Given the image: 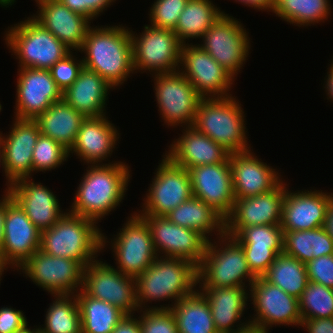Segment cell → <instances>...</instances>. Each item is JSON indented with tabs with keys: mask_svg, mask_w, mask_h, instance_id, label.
<instances>
[{
	"mask_svg": "<svg viewBox=\"0 0 333 333\" xmlns=\"http://www.w3.org/2000/svg\"><path fill=\"white\" fill-rule=\"evenodd\" d=\"M125 162L88 165L81 177L69 213L98 223L116 209L128 190L131 170ZM130 173V174H129Z\"/></svg>",
	"mask_w": 333,
	"mask_h": 333,
	"instance_id": "obj_1",
	"label": "cell"
},
{
	"mask_svg": "<svg viewBox=\"0 0 333 333\" xmlns=\"http://www.w3.org/2000/svg\"><path fill=\"white\" fill-rule=\"evenodd\" d=\"M79 52L85 54L83 66L114 88L123 85L134 72L130 28L122 24L90 27Z\"/></svg>",
	"mask_w": 333,
	"mask_h": 333,
	"instance_id": "obj_2",
	"label": "cell"
},
{
	"mask_svg": "<svg viewBox=\"0 0 333 333\" xmlns=\"http://www.w3.org/2000/svg\"><path fill=\"white\" fill-rule=\"evenodd\" d=\"M197 285L198 266L194 263L182 258L157 256L152 265L136 278L138 309L139 311L143 309H170L180 299L193 294L198 288ZM165 299L174 300L173 304H168L166 307L164 305H160V307L147 305L149 301L152 303L153 300L160 302V300L164 301Z\"/></svg>",
	"mask_w": 333,
	"mask_h": 333,
	"instance_id": "obj_3",
	"label": "cell"
},
{
	"mask_svg": "<svg viewBox=\"0 0 333 333\" xmlns=\"http://www.w3.org/2000/svg\"><path fill=\"white\" fill-rule=\"evenodd\" d=\"M96 224L66 211L51 228L41 232L40 250L54 257L70 258L85 268L110 243Z\"/></svg>",
	"mask_w": 333,
	"mask_h": 333,
	"instance_id": "obj_4",
	"label": "cell"
},
{
	"mask_svg": "<svg viewBox=\"0 0 333 333\" xmlns=\"http://www.w3.org/2000/svg\"><path fill=\"white\" fill-rule=\"evenodd\" d=\"M244 115L241 103L233 96L203 98L192 126L229 153L248 151L251 148L247 143Z\"/></svg>",
	"mask_w": 333,
	"mask_h": 333,
	"instance_id": "obj_5",
	"label": "cell"
},
{
	"mask_svg": "<svg viewBox=\"0 0 333 333\" xmlns=\"http://www.w3.org/2000/svg\"><path fill=\"white\" fill-rule=\"evenodd\" d=\"M216 239L219 241L214 240L212 243L210 238L202 262L198 266V287L247 288L246 281L250 287L257 277L248 266L242 245L234 237L227 234Z\"/></svg>",
	"mask_w": 333,
	"mask_h": 333,
	"instance_id": "obj_6",
	"label": "cell"
},
{
	"mask_svg": "<svg viewBox=\"0 0 333 333\" xmlns=\"http://www.w3.org/2000/svg\"><path fill=\"white\" fill-rule=\"evenodd\" d=\"M8 28L4 40L19 60V68L49 70L71 52L32 15Z\"/></svg>",
	"mask_w": 333,
	"mask_h": 333,
	"instance_id": "obj_7",
	"label": "cell"
},
{
	"mask_svg": "<svg viewBox=\"0 0 333 333\" xmlns=\"http://www.w3.org/2000/svg\"><path fill=\"white\" fill-rule=\"evenodd\" d=\"M130 35L134 73L146 70L154 75L179 71L183 44L173 30L149 24L140 36L132 30Z\"/></svg>",
	"mask_w": 333,
	"mask_h": 333,
	"instance_id": "obj_8",
	"label": "cell"
},
{
	"mask_svg": "<svg viewBox=\"0 0 333 333\" xmlns=\"http://www.w3.org/2000/svg\"><path fill=\"white\" fill-rule=\"evenodd\" d=\"M203 38V39H202ZM198 46L206 51L234 78L244 66L249 50L250 37L242 23L229 14H222L201 37Z\"/></svg>",
	"mask_w": 333,
	"mask_h": 333,
	"instance_id": "obj_9",
	"label": "cell"
},
{
	"mask_svg": "<svg viewBox=\"0 0 333 333\" xmlns=\"http://www.w3.org/2000/svg\"><path fill=\"white\" fill-rule=\"evenodd\" d=\"M157 106L168 127L192 126L203 97L179 71L154 74Z\"/></svg>",
	"mask_w": 333,
	"mask_h": 333,
	"instance_id": "obj_10",
	"label": "cell"
},
{
	"mask_svg": "<svg viewBox=\"0 0 333 333\" xmlns=\"http://www.w3.org/2000/svg\"><path fill=\"white\" fill-rule=\"evenodd\" d=\"M111 239L117 268L122 274L137 278L157 258L146 221L136 212Z\"/></svg>",
	"mask_w": 333,
	"mask_h": 333,
	"instance_id": "obj_11",
	"label": "cell"
},
{
	"mask_svg": "<svg viewBox=\"0 0 333 333\" xmlns=\"http://www.w3.org/2000/svg\"><path fill=\"white\" fill-rule=\"evenodd\" d=\"M52 295H73L82 289L84 267L70 259L36 251L18 269ZM81 287V288H80Z\"/></svg>",
	"mask_w": 333,
	"mask_h": 333,
	"instance_id": "obj_12",
	"label": "cell"
},
{
	"mask_svg": "<svg viewBox=\"0 0 333 333\" xmlns=\"http://www.w3.org/2000/svg\"><path fill=\"white\" fill-rule=\"evenodd\" d=\"M82 290L89 296L108 302L126 315L139 313L136 301V278L122 274L101 260L84 268Z\"/></svg>",
	"mask_w": 333,
	"mask_h": 333,
	"instance_id": "obj_13",
	"label": "cell"
},
{
	"mask_svg": "<svg viewBox=\"0 0 333 333\" xmlns=\"http://www.w3.org/2000/svg\"><path fill=\"white\" fill-rule=\"evenodd\" d=\"M156 168L139 215L166 216L193 196L189 171L175 165L166 155Z\"/></svg>",
	"mask_w": 333,
	"mask_h": 333,
	"instance_id": "obj_14",
	"label": "cell"
},
{
	"mask_svg": "<svg viewBox=\"0 0 333 333\" xmlns=\"http://www.w3.org/2000/svg\"><path fill=\"white\" fill-rule=\"evenodd\" d=\"M251 288V289H250ZM249 299L254 305V315L249 319L250 325L264 329L266 332L274 325H301L298 298L287 294L281 288L257 277L248 288Z\"/></svg>",
	"mask_w": 333,
	"mask_h": 333,
	"instance_id": "obj_15",
	"label": "cell"
},
{
	"mask_svg": "<svg viewBox=\"0 0 333 333\" xmlns=\"http://www.w3.org/2000/svg\"><path fill=\"white\" fill-rule=\"evenodd\" d=\"M181 72L203 98H227L234 78L197 44H184L181 50Z\"/></svg>",
	"mask_w": 333,
	"mask_h": 333,
	"instance_id": "obj_16",
	"label": "cell"
},
{
	"mask_svg": "<svg viewBox=\"0 0 333 333\" xmlns=\"http://www.w3.org/2000/svg\"><path fill=\"white\" fill-rule=\"evenodd\" d=\"M140 216L148 224L157 256L164 254L163 257L182 258L196 266L201 264L209 241L204 235L176 225L166 216Z\"/></svg>",
	"mask_w": 333,
	"mask_h": 333,
	"instance_id": "obj_17",
	"label": "cell"
},
{
	"mask_svg": "<svg viewBox=\"0 0 333 333\" xmlns=\"http://www.w3.org/2000/svg\"><path fill=\"white\" fill-rule=\"evenodd\" d=\"M41 231L21 206L5 192L4 240L1 253L16 270L40 249Z\"/></svg>",
	"mask_w": 333,
	"mask_h": 333,
	"instance_id": "obj_18",
	"label": "cell"
},
{
	"mask_svg": "<svg viewBox=\"0 0 333 333\" xmlns=\"http://www.w3.org/2000/svg\"><path fill=\"white\" fill-rule=\"evenodd\" d=\"M286 185L282 180L269 192L235 199L225 218V234L236 236L243 228L254 225H280Z\"/></svg>",
	"mask_w": 333,
	"mask_h": 333,
	"instance_id": "obj_19",
	"label": "cell"
},
{
	"mask_svg": "<svg viewBox=\"0 0 333 333\" xmlns=\"http://www.w3.org/2000/svg\"><path fill=\"white\" fill-rule=\"evenodd\" d=\"M16 86L15 118L35 120L53 103L62 99V91L50 70L20 68Z\"/></svg>",
	"mask_w": 333,
	"mask_h": 333,
	"instance_id": "obj_20",
	"label": "cell"
},
{
	"mask_svg": "<svg viewBox=\"0 0 333 333\" xmlns=\"http://www.w3.org/2000/svg\"><path fill=\"white\" fill-rule=\"evenodd\" d=\"M13 121L8 135L7 133L2 135L0 132L4 150L6 183L8 182L5 192L14 182L32 175V153L40 135L35 120L15 118Z\"/></svg>",
	"mask_w": 333,
	"mask_h": 333,
	"instance_id": "obj_21",
	"label": "cell"
},
{
	"mask_svg": "<svg viewBox=\"0 0 333 333\" xmlns=\"http://www.w3.org/2000/svg\"><path fill=\"white\" fill-rule=\"evenodd\" d=\"M333 193L312 189L305 191L285 190L281 229L283 231L313 230L322 227Z\"/></svg>",
	"mask_w": 333,
	"mask_h": 333,
	"instance_id": "obj_22",
	"label": "cell"
},
{
	"mask_svg": "<svg viewBox=\"0 0 333 333\" xmlns=\"http://www.w3.org/2000/svg\"><path fill=\"white\" fill-rule=\"evenodd\" d=\"M260 160L251 149L229 154L235 199L269 192L282 181L276 169Z\"/></svg>",
	"mask_w": 333,
	"mask_h": 333,
	"instance_id": "obj_23",
	"label": "cell"
},
{
	"mask_svg": "<svg viewBox=\"0 0 333 333\" xmlns=\"http://www.w3.org/2000/svg\"><path fill=\"white\" fill-rule=\"evenodd\" d=\"M192 193L226 218L235 201L230 163L192 167Z\"/></svg>",
	"mask_w": 333,
	"mask_h": 333,
	"instance_id": "obj_24",
	"label": "cell"
},
{
	"mask_svg": "<svg viewBox=\"0 0 333 333\" xmlns=\"http://www.w3.org/2000/svg\"><path fill=\"white\" fill-rule=\"evenodd\" d=\"M35 1L39 10L32 17L72 52L79 51L91 27V20L71 11L59 0Z\"/></svg>",
	"mask_w": 333,
	"mask_h": 333,
	"instance_id": "obj_25",
	"label": "cell"
},
{
	"mask_svg": "<svg viewBox=\"0 0 333 333\" xmlns=\"http://www.w3.org/2000/svg\"><path fill=\"white\" fill-rule=\"evenodd\" d=\"M7 193L41 232L51 228L66 214L56 195L43 184L35 183L31 177L14 182Z\"/></svg>",
	"mask_w": 333,
	"mask_h": 333,
	"instance_id": "obj_26",
	"label": "cell"
},
{
	"mask_svg": "<svg viewBox=\"0 0 333 333\" xmlns=\"http://www.w3.org/2000/svg\"><path fill=\"white\" fill-rule=\"evenodd\" d=\"M182 129L183 134L174 139L164 154L175 165L189 170L202 165L230 163V153L207 135L197 131L193 126Z\"/></svg>",
	"mask_w": 333,
	"mask_h": 333,
	"instance_id": "obj_27",
	"label": "cell"
},
{
	"mask_svg": "<svg viewBox=\"0 0 333 333\" xmlns=\"http://www.w3.org/2000/svg\"><path fill=\"white\" fill-rule=\"evenodd\" d=\"M118 139V130L106 115L87 117L81 123L69 156L74 153L87 165L105 164L103 161L111 157Z\"/></svg>",
	"mask_w": 333,
	"mask_h": 333,
	"instance_id": "obj_28",
	"label": "cell"
},
{
	"mask_svg": "<svg viewBox=\"0 0 333 333\" xmlns=\"http://www.w3.org/2000/svg\"><path fill=\"white\" fill-rule=\"evenodd\" d=\"M208 300L212 313L214 326L218 333H235L250 325V322L241 323L249 298L246 287H221L198 289ZM240 321V322H239ZM236 325V329L234 324Z\"/></svg>",
	"mask_w": 333,
	"mask_h": 333,
	"instance_id": "obj_29",
	"label": "cell"
},
{
	"mask_svg": "<svg viewBox=\"0 0 333 333\" xmlns=\"http://www.w3.org/2000/svg\"><path fill=\"white\" fill-rule=\"evenodd\" d=\"M110 89L115 88L93 70L83 67L75 82L62 93V98L85 118L100 117L106 115Z\"/></svg>",
	"mask_w": 333,
	"mask_h": 333,
	"instance_id": "obj_30",
	"label": "cell"
},
{
	"mask_svg": "<svg viewBox=\"0 0 333 333\" xmlns=\"http://www.w3.org/2000/svg\"><path fill=\"white\" fill-rule=\"evenodd\" d=\"M85 117L70 106L63 98L53 103L39 115L35 122L40 133L54 139L70 150Z\"/></svg>",
	"mask_w": 333,
	"mask_h": 333,
	"instance_id": "obj_31",
	"label": "cell"
},
{
	"mask_svg": "<svg viewBox=\"0 0 333 333\" xmlns=\"http://www.w3.org/2000/svg\"><path fill=\"white\" fill-rule=\"evenodd\" d=\"M166 217L176 225L200 232L208 240L216 231V236L225 234V218L203 200L192 196L181 203ZM208 234V235H207Z\"/></svg>",
	"mask_w": 333,
	"mask_h": 333,
	"instance_id": "obj_32",
	"label": "cell"
},
{
	"mask_svg": "<svg viewBox=\"0 0 333 333\" xmlns=\"http://www.w3.org/2000/svg\"><path fill=\"white\" fill-rule=\"evenodd\" d=\"M178 333H218L206 297L196 290L170 308Z\"/></svg>",
	"mask_w": 333,
	"mask_h": 333,
	"instance_id": "obj_33",
	"label": "cell"
},
{
	"mask_svg": "<svg viewBox=\"0 0 333 333\" xmlns=\"http://www.w3.org/2000/svg\"><path fill=\"white\" fill-rule=\"evenodd\" d=\"M283 233V252L304 264L320 256L333 254V239L323 226L313 230Z\"/></svg>",
	"mask_w": 333,
	"mask_h": 333,
	"instance_id": "obj_34",
	"label": "cell"
},
{
	"mask_svg": "<svg viewBox=\"0 0 333 333\" xmlns=\"http://www.w3.org/2000/svg\"><path fill=\"white\" fill-rule=\"evenodd\" d=\"M81 313V333H112L125 313L114 305L87 295L76 294Z\"/></svg>",
	"mask_w": 333,
	"mask_h": 333,
	"instance_id": "obj_35",
	"label": "cell"
},
{
	"mask_svg": "<svg viewBox=\"0 0 333 333\" xmlns=\"http://www.w3.org/2000/svg\"><path fill=\"white\" fill-rule=\"evenodd\" d=\"M222 14L212 0H188L174 32L183 45L190 38L200 39Z\"/></svg>",
	"mask_w": 333,
	"mask_h": 333,
	"instance_id": "obj_36",
	"label": "cell"
},
{
	"mask_svg": "<svg viewBox=\"0 0 333 333\" xmlns=\"http://www.w3.org/2000/svg\"><path fill=\"white\" fill-rule=\"evenodd\" d=\"M262 277L296 298L309 283L305 264L284 252L277 255Z\"/></svg>",
	"mask_w": 333,
	"mask_h": 333,
	"instance_id": "obj_37",
	"label": "cell"
},
{
	"mask_svg": "<svg viewBox=\"0 0 333 333\" xmlns=\"http://www.w3.org/2000/svg\"><path fill=\"white\" fill-rule=\"evenodd\" d=\"M330 6L329 0H275L271 11L292 25L304 27L327 20Z\"/></svg>",
	"mask_w": 333,
	"mask_h": 333,
	"instance_id": "obj_38",
	"label": "cell"
},
{
	"mask_svg": "<svg viewBox=\"0 0 333 333\" xmlns=\"http://www.w3.org/2000/svg\"><path fill=\"white\" fill-rule=\"evenodd\" d=\"M53 303L47 309L41 333H81V313L78 300L73 295H53Z\"/></svg>",
	"mask_w": 333,
	"mask_h": 333,
	"instance_id": "obj_39",
	"label": "cell"
},
{
	"mask_svg": "<svg viewBox=\"0 0 333 333\" xmlns=\"http://www.w3.org/2000/svg\"><path fill=\"white\" fill-rule=\"evenodd\" d=\"M302 319L333 317V289L310 282L298 298Z\"/></svg>",
	"mask_w": 333,
	"mask_h": 333,
	"instance_id": "obj_40",
	"label": "cell"
},
{
	"mask_svg": "<svg viewBox=\"0 0 333 333\" xmlns=\"http://www.w3.org/2000/svg\"><path fill=\"white\" fill-rule=\"evenodd\" d=\"M232 237L242 245V249H283L284 233L280 225L248 226Z\"/></svg>",
	"mask_w": 333,
	"mask_h": 333,
	"instance_id": "obj_41",
	"label": "cell"
},
{
	"mask_svg": "<svg viewBox=\"0 0 333 333\" xmlns=\"http://www.w3.org/2000/svg\"><path fill=\"white\" fill-rule=\"evenodd\" d=\"M68 157L69 150L40 133L32 153L33 173L51 171L64 164Z\"/></svg>",
	"mask_w": 333,
	"mask_h": 333,
	"instance_id": "obj_42",
	"label": "cell"
},
{
	"mask_svg": "<svg viewBox=\"0 0 333 333\" xmlns=\"http://www.w3.org/2000/svg\"><path fill=\"white\" fill-rule=\"evenodd\" d=\"M188 0H155L150 8V25L175 30L176 24Z\"/></svg>",
	"mask_w": 333,
	"mask_h": 333,
	"instance_id": "obj_43",
	"label": "cell"
},
{
	"mask_svg": "<svg viewBox=\"0 0 333 333\" xmlns=\"http://www.w3.org/2000/svg\"><path fill=\"white\" fill-rule=\"evenodd\" d=\"M144 310V311H143ZM140 310L141 333H178L174 314L170 309Z\"/></svg>",
	"mask_w": 333,
	"mask_h": 333,
	"instance_id": "obj_44",
	"label": "cell"
},
{
	"mask_svg": "<svg viewBox=\"0 0 333 333\" xmlns=\"http://www.w3.org/2000/svg\"><path fill=\"white\" fill-rule=\"evenodd\" d=\"M72 51L62 60H59L49 70L53 80L62 93L78 78L80 70L84 67L83 60L75 58Z\"/></svg>",
	"mask_w": 333,
	"mask_h": 333,
	"instance_id": "obj_45",
	"label": "cell"
},
{
	"mask_svg": "<svg viewBox=\"0 0 333 333\" xmlns=\"http://www.w3.org/2000/svg\"><path fill=\"white\" fill-rule=\"evenodd\" d=\"M305 267L310 282L333 289V254L315 258Z\"/></svg>",
	"mask_w": 333,
	"mask_h": 333,
	"instance_id": "obj_46",
	"label": "cell"
},
{
	"mask_svg": "<svg viewBox=\"0 0 333 333\" xmlns=\"http://www.w3.org/2000/svg\"><path fill=\"white\" fill-rule=\"evenodd\" d=\"M243 251L248 266L256 277H262L277 255L283 253V249H243Z\"/></svg>",
	"mask_w": 333,
	"mask_h": 333,
	"instance_id": "obj_47",
	"label": "cell"
},
{
	"mask_svg": "<svg viewBox=\"0 0 333 333\" xmlns=\"http://www.w3.org/2000/svg\"><path fill=\"white\" fill-rule=\"evenodd\" d=\"M71 11L86 16L91 21L107 10L116 0H59Z\"/></svg>",
	"mask_w": 333,
	"mask_h": 333,
	"instance_id": "obj_48",
	"label": "cell"
},
{
	"mask_svg": "<svg viewBox=\"0 0 333 333\" xmlns=\"http://www.w3.org/2000/svg\"><path fill=\"white\" fill-rule=\"evenodd\" d=\"M26 326L29 325L23 311L5 306L0 308V333H16Z\"/></svg>",
	"mask_w": 333,
	"mask_h": 333,
	"instance_id": "obj_49",
	"label": "cell"
},
{
	"mask_svg": "<svg viewBox=\"0 0 333 333\" xmlns=\"http://www.w3.org/2000/svg\"><path fill=\"white\" fill-rule=\"evenodd\" d=\"M301 326L307 329L308 333H333V317L302 319Z\"/></svg>",
	"mask_w": 333,
	"mask_h": 333,
	"instance_id": "obj_50",
	"label": "cell"
},
{
	"mask_svg": "<svg viewBox=\"0 0 333 333\" xmlns=\"http://www.w3.org/2000/svg\"><path fill=\"white\" fill-rule=\"evenodd\" d=\"M112 333H141V321L135 315H125Z\"/></svg>",
	"mask_w": 333,
	"mask_h": 333,
	"instance_id": "obj_51",
	"label": "cell"
},
{
	"mask_svg": "<svg viewBox=\"0 0 333 333\" xmlns=\"http://www.w3.org/2000/svg\"><path fill=\"white\" fill-rule=\"evenodd\" d=\"M241 4L262 11L271 12L275 0H235Z\"/></svg>",
	"mask_w": 333,
	"mask_h": 333,
	"instance_id": "obj_52",
	"label": "cell"
},
{
	"mask_svg": "<svg viewBox=\"0 0 333 333\" xmlns=\"http://www.w3.org/2000/svg\"><path fill=\"white\" fill-rule=\"evenodd\" d=\"M323 227L329 236L333 239V198L328 205Z\"/></svg>",
	"mask_w": 333,
	"mask_h": 333,
	"instance_id": "obj_53",
	"label": "cell"
},
{
	"mask_svg": "<svg viewBox=\"0 0 333 333\" xmlns=\"http://www.w3.org/2000/svg\"><path fill=\"white\" fill-rule=\"evenodd\" d=\"M330 67L327 68L329 71L327 72V76H325V92L327 94V99L333 101V59L331 61ZM327 78V79H326Z\"/></svg>",
	"mask_w": 333,
	"mask_h": 333,
	"instance_id": "obj_54",
	"label": "cell"
},
{
	"mask_svg": "<svg viewBox=\"0 0 333 333\" xmlns=\"http://www.w3.org/2000/svg\"><path fill=\"white\" fill-rule=\"evenodd\" d=\"M0 199V250L4 240V220H5V192Z\"/></svg>",
	"mask_w": 333,
	"mask_h": 333,
	"instance_id": "obj_55",
	"label": "cell"
},
{
	"mask_svg": "<svg viewBox=\"0 0 333 333\" xmlns=\"http://www.w3.org/2000/svg\"><path fill=\"white\" fill-rule=\"evenodd\" d=\"M235 333H269L266 332L264 329L262 328H258L256 326H252L249 325L248 327H246L245 329L241 330V331H237Z\"/></svg>",
	"mask_w": 333,
	"mask_h": 333,
	"instance_id": "obj_56",
	"label": "cell"
},
{
	"mask_svg": "<svg viewBox=\"0 0 333 333\" xmlns=\"http://www.w3.org/2000/svg\"><path fill=\"white\" fill-rule=\"evenodd\" d=\"M11 266L4 260V257H3V254L1 253V250H0V281L2 280L1 279V276L2 274H4V270H7L8 268H10ZM1 284V282H0Z\"/></svg>",
	"mask_w": 333,
	"mask_h": 333,
	"instance_id": "obj_57",
	"label": "cell"
},
{
	"mask_svg": "<svg viewBox=\"0 0 333 333\" xmlns=\"http://www.w3.org/2000/svg\"><path fill=\"white\" fill-rule=\"evenodd\" d=\"M16 333H41V331H40V328L37 326H36V328H34L32 330L26 326L24 329H22L21 331H18Z\"/></svg>",
	"mask_w": 333,
	"mask_h": 333,
	"instance_id": "obj_58",
	"label": "cell"
},
{
	"mask_svg": "<svg viewBox=\"0 0 333 333\" xmlns=\"http://www.w3.org/2000/svg\"><path fill=\"white\" fill-rule=\"evenodd\" d=\"M0 165H2V169L4 170V173H5L4 150H3V144H2L1 140H0Z\"/></svg>",
	"mask_w": 333,
	"mask_h": 333,
	"instance_id": "obj_59",
	"label": "cell"
},
{
	"mask_svg": "<svg viewBox=\"0 0 333 333\" xmlns=\"http://www.w3.org/2000/svg\"><path fill=\"white\" fill-rule=\"evenodd\" d=\"M0 6L8 8V0H0Z\"/></svg>",
	"mask_w": 333,
	"mask_h": 333,
	"instance_id": "obj_60",
	"label": "cell"
},
{
	"mask_svg": "<svg viewBox=\"0 0 333 333\" xmlns=\"http://www.w3.org/2000/svg\"><path fill=\"white\" fill-rule=\"evenodd\" d=\"M14 2H16L15 0H8V7L12 6V4H14Z\"/></svg>",
	"mask_w": 333,
	"mask_h": 333,
	"instance_id": "obj_61",
	"label": "cell"
}]
</instances>
